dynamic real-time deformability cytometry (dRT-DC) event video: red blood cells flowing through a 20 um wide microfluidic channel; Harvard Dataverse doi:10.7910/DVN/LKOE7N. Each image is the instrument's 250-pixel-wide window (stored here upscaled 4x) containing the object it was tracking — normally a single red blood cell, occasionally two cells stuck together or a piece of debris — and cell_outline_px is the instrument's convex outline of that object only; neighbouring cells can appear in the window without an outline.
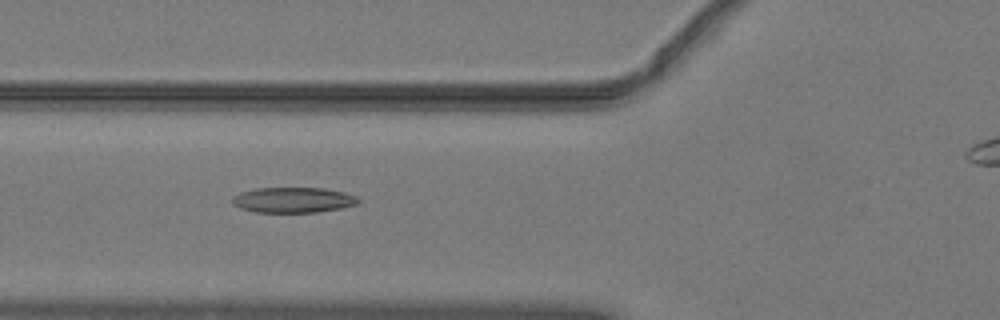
{"species": "common noctule bat (a hibernating species)", "species_latin": "Nyctalus noctula", "temperature_condition": "warm", "stored_images_in_passage": 47, "camera_frame_rate_fps": 3000, "um_per_image_px": 0.085, "animal": {"sex": "male", "body_mass_g": 19.2, "forearm_length_mm": 51.8}, "frame": {"image": 1, "passage_image": 20, "time_ms": 6.333, "image_size_px": [1000, 320], "cell_outline_px": [[360, 204], [340, 208], [316, 212], [256, 212], [240, 208], [232, 204], [232, 196], [240, 192], [256, 188], [324, 188], [344, 192], [356, 196], [360, 200]], "centroid_in_image_um": [24.92, 16.99], "position_along_channel_um": 100.9, "area_um2": 18.73}}
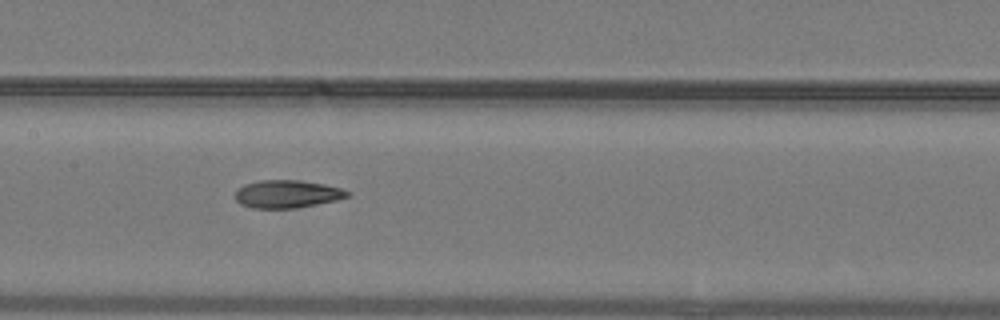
{"frame": {"image": 2, "passage_image": 26, "time_ms": 8.333, "image_size_px": [1000, 320], "cell_outline_px": [[352, 192], [348, 196], [336, 200], [296, 208], [252, 208], [240, 204], [236, 200], [236, 192], [244, 184], [260, 180], [300, 180], [324, 184], [340, 188]], "centroid_in_image_um": [24.41, 16.49], "position_along_channel_um": 183.0, "area_um2": 18.09}}
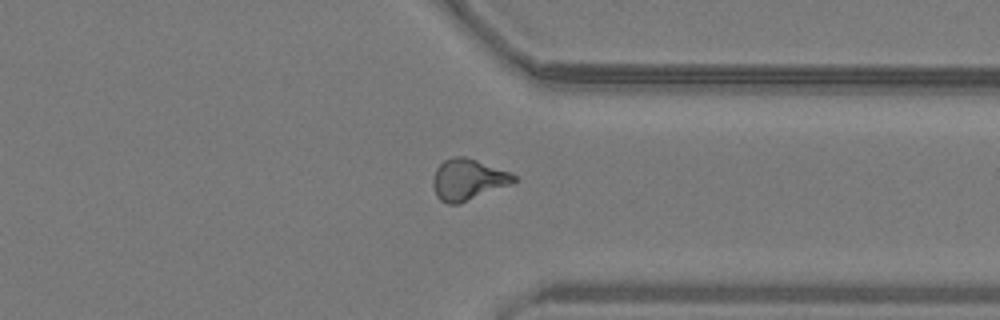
{"frame": {"image": 3, "passage_image": 40, "time_ms": 13.0, "image_size_px": [1000, 320], "cell_outline_px": [[516, 180], [512, 184], [460, 204], [448, 204], [440, 200], [436, 196], [432, 184], [432, 180], [436, 168], [444, 160], [452, 156], [464, 156], [512, 172], [516, 176]], "centroid_in_image_um": [39.78, 15.27], "position_along_channel_um": 371.6, "area_um2": 19.65}}